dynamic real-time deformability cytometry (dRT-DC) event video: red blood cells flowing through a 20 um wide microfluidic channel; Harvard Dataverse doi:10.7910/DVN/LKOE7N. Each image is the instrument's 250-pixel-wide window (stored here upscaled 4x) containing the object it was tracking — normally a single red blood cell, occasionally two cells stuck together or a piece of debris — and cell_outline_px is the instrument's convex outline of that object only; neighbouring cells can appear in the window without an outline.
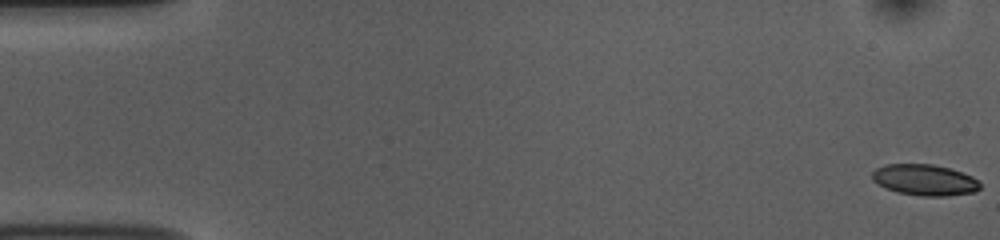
{"species": "common noctule bat (a hibernating species)", "species_latin": "Nyctalus noctula", "temperature_condition": "room temperature", "stored_images_in_passage": 53, "camera_frame_rate_fps": 3000, "um_per_image_px": 0.085, "animal": {"sex": "female", "body_mass_g": 10.0, "forearm_length_mm": 53.1}, "frame": {"image": 1, "passage_image": 1, "time_ms": 0.0, "image_size_px": [1000, 240], "cell_outline_px": [[980, 188], [976, 192], [948, 196], [920, 196], [896, 192], [872, 180], [872, 172], [876, 168], [884, 164], [932, 164], [948, 168], [972, 176], [980, 184]], "centroid_in_image_um": [78.59, 15.3], "position_along_channel_um": 6.4, "area_um2": 19.48}}
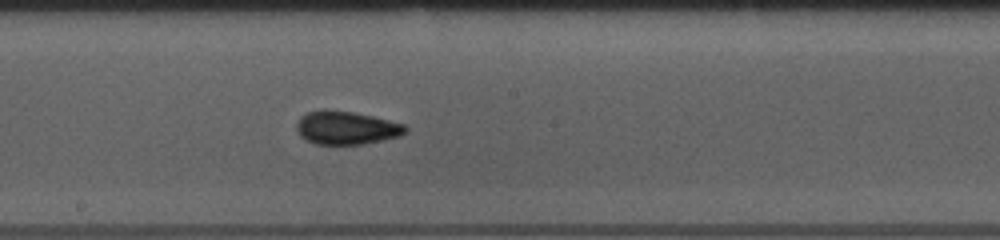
{"frame": {"image": 2, "passage_image": 29, "time_ms": 9.333, "image_size_px": [1000, 240], "cell_outline_px": [[408, 132], [400, 136], [384, 140], [364, 144], [316, 144], [304, 140], [300, 136], [296, 128], [296, 124], [300, 116], [308, 112], [324, 108], [352, 112], [372, 116], [404, 124], [408, 128]], "centroid_in_image_um": [29.42, 10.86], "position_along_channel_um": 218.8, "area_um2": 21.39}}
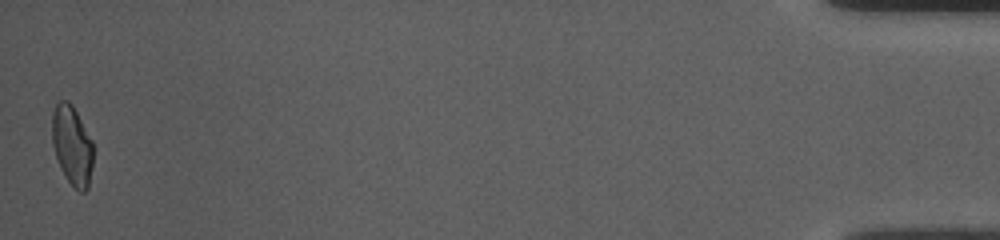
{"frame": {"image": 3, "passage_image": 53, "time_ms": 17.333, "image_size_px": [1000, 240], "cell_outline_px": [[92, 168], [88, 188], [84, 192], [80, 192], [68, 180], [60, 168], [52, 144], [52, 112], [56, 104], [60, 100], [68, 100], [72, 104], [92, 140]], "centroid_in_image_um": [6.12, 12.34], "position_along_channel_um": 429.1, "area_um2": 18.96}, "authors_computed_cell_mechanics": {"area_um2": 19.941, "velocity_mm_per_s": 3.7872, "shape_relaxation_time_tau1_ms": 5.8114, "shape_relaxation_time_tau2_ms": 1.873, "deformation_change_tau1": 0.1353, "deformation_change_tau2": 0.0677}}